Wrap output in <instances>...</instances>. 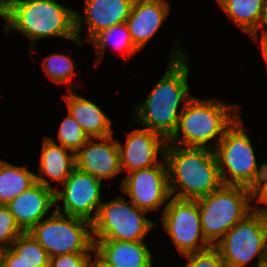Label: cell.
Wrapping results in <instances>:
<instances>
[{"instance_id":"83f0119b","label":"cell","mask_w":267,"mask_h":267,"mask_svg":"<svg viewBox=\"0 0 267 267\" xmlns=\"http://www.w3.org/2000/svg\"><path fill=\"white\" fill-rule=\"evenodd\" d=\"M183 256L187 258L185 267H226L219 251L214 246Z\"/></svg>"},{"instance_id":"5b68a950","label":"cell","mask_w":267,"mask_h":267,"mask_svg":"<svg viewBox=\"0 0 267 267\" xmlns=\"http://www.w3.org/2000/svg\"><path fill=\"white\" fill-rule=\"evenodd\" d=\"M223 185L252 188L264 175L267 163L257 165L255 150L242 127L240 116L214 148ZM229 172L228 176L226 171Z\"/></svg>"},{"instance_id":"5bb4252c","label":"cell","mask_w":267,"mask_h":267,"mask_svg":"<svg viewBox=\"0 0 267 267\" xmlns=\"http://www.w3.org/2000/svg\"><path fill=\"white\" fill-rule=\"evenodd\" d=\"M75 167L101 181L119 174L122 171L120 153L113 135L90 138L75 153Z\"/></svg>"},{"instance_id":"8992f818","label":"cell","mask_w":267,"mask_h":267,"mask_svg":"<svg viewBox=\"0 0 267 267\" xmlns=\"http://www.w3.org/2000/svg\"><path fill=\"white\" fill-rule=\"evenodd\" d=\"M251 201L250 188L233 185H222L197 199L206 240L215 246L236 223L252 212Z\"/></svg>"},{"instance_id":"603a6c76","label":"cell","mask_w":267,"mask_h":267,"mask_svg":"<svg viewBox=\"0 0 267 267\" xmlns=\"http://www.w3.org/2000/svg\"><path fill=\"white\" fill-rule=\"evenodd\" d=\"M90 43L95 47V50L97 51V59L99 60L95 62V66H97L98 62H102V57L104 56L108 44H113L116 49L124 51V53L127 51L128 59L140 51L133 44L126 23L112 26L101 31L90 41Z\"/></svg>"},{"instance_id":"ffe728a7","label":"cell","mask_w":267,"mask_h":267,"mask_svg":"<svg viewBox=\"0 0 267 267\" xmlns=\"http://www.w3.org/2000/svg\"><path fill=\"white\" fill-rule=\"evenodd\" d=\"M69 95H64L68 112L78 122L89 138H104L112 134V122L101 108L86 98L74 94L69 90Z\"/></svg>"},{"instance_id":"6da1fadb","label":"cell","mask_w":267,"mask_h":267,"mask_svg":"<svg viewBox=\"0 0 267 267\" xmlns=\"http://www.w3.org/2000/svg\"><path fill=\"white\" fill-rule=\"evenodd\" d=\"M173 47L167 69L145 101L134 107V121L168 139L175 131L182 109L193 95L188 86L189 64L181 46Z\"/></svg>"},{"instance_id":"e0dca14e","label":"cell","mask_w":267,"mask_h":267,"mask_svg":"<svg viewBox=\"0 0 267 267\" xmlns=\"http://www.w3.org/2000/svg\"><path fill=\"white\" fill-rule=\"evenodd\" d=\"M165 0H134L126 19L133 44L141 50L156 34L170 13Z\"/></svg>"},{"instance_id":"d6a6232c","label":"cell","mask_w":267,"mask_h":267,"mask_svg":"<svg viewBox=\"0 0 267 267\" xmlns=\"http://www.w3.org/2000/svg\"><path fill=\"white\" fill-rule=\"evenodd\" d=\"M95 259H92L91 267H112L107 265L96 253H94Z\"/></svg>"},{"instance_id":"f546056e","label":"cell","mask_w":267,"mask_h":267,"mask_svg":"<svg viewBox=\"0 0 267 267\" xmlns=\"http://www.w3.org/2000/svg\"><path fill=\"white\" fill-rule=\"evenodd\" d=\"M251 200L267 205V169L264 175L251 188ZM252 211L267 217V207L258 209L252 206Z\"/></svg>"},{"instance_id":"4316f807","label":"cell","mask_w":267,"mask_h":267,"mask_svg":"<svg viewBox=\"0 0 267 267\" xmlns=\"http://www.w3.org/2000/svg\"><path fill=\"white\" fill-rule=\"evenodd\" d=\"M23 233L8 206L0 204V248H9Z\"/></svg>"},{"instance_id":"52a82bcc","label":"cell","mask_w":267,"mask_h":267,"mask_svg":"<svg viewBox=\"0 0 267 267\" xmlns=\"http://www.w3.org/2000/svg\"><path fill=\"white\" fill-rule=\"evenodd\" d=\"M214 247L226 267H245L254 258H258L256 267H267V217L252 211Z\"/></svg>"},{"instance_id":"9c48e42d","label":"cell","mask_w":267,"mask_h":267,"mask_svg":"<svg viewBox=\"0 0 267 267\" xmlns=\"http://www.w3.org/2000/svg\"><path fill=\"white\" fill-rule=\"evenodd\" d=\"M148 212L119 196L102 202L91 223L93 240L144 241L156 223L143 216Z\"/></svg>"},{"instance_id":"4fadbf2b","label":"cell","mask_w":267,"mask_h":267,"mask_svg":"<svg viewBox=\"0 0 267 267\" xmlns=\"http://www.w3.org/2000/svg\"><path fill=\"white\" fill-rule=\"evenodd\" d=\"M122 170L129 172L159 165L158 154L164 158L167 139L147 128L134 129L123 145L117 142Z\"/></svg>"},{"instance_id":"7c38bea8","label":"cell","mask_w":267,"mask_h":267,"mask_svg":"<svg viewBox=\"0 0 267 267\" xmlns=\"http://www.w3.org/2000/svg\"><path fill=\"white\" fill-rule=\"evenodd\" d=\"M163 160L159 165L133 170L122 178V191L136 207L146 212L160 209L172 197L167 164L164 158Z\"/></svg>"},{"instance_id":"e575fe53","label":"cell","mask_w":267,"mask_h":267,"mask_svg":"<svg viewBox=\"0 0 267 267\" xmlns=\"http://www.w3.org/2000/svg\"><path fill=\"white\" fill-rule=\"evenodd\" d=\"M12 0H0V11Z\"/></svg>"},{"instance_id":"2e32d148","label":"cell","mask_w":267,"mask_h":267,"mask_svg":"<svg viewBox=\"0 0 267 267\" xmlns=\"http://www.w3.org/2000/svg\"><path fill=\"white\" fill-rule=\"evenodd\" d=\"M35 182L30 188L10 201L7 206L19 227L29 232L44 219L45 214L55 205V190Z\"/></svg>"},{"instance_id":"d590c367","label":"cell","mask_w":267,"mask_h":267,"mask_svg":"<svg viewBox=\"0 0 267 267\" xmlns=\"http://www.w3.org/2000/svg\"><path fill=\"white\" fill-rule=\"evenodd\" d=\"M2 252H3V249L0 248V267H2Z\"/></svg>"},{"instance_id":"44dd1931","label":"cell","mask_w":267,"mask_h":267,"mask_svg":"<svg viewBox=\"0 0 267 267\" xmlns=\"http://www.w3.org/2000/svg\"><path fill=\"white\" fill-rule=\"evenodd\" d=\"M36 182L35 173L26 167L0 159V204L7 205Z\"/></svg>"},{"instance_id":"ac0fdd59","label":"cell","mask_w":267,"mask_h":267,"mask_svg":"<svg viewBox=\"0 0 267 267\" xmlns=\"http://www.w3.org/2000/svg\"><path fill=\"white\" fill-rule=\"evenodd\" d=\"M95 253L112 267H153L144 241L93 240Z\"/></svg>"},{"instance_id":"d4e9b609","label":"cell","mask_w":267,"mask_h":267,"mask_svg":"<svg viewBox=\"0 0 267 267\" xmlns=\"http://www.w3.org/2000/svg\"><path fill=\"white\" fill-rule=\"evenodd\" d=\"M43 68L52 81L58 84L66 83L69 85V90H76V86H72L70 81L75 73V67L73 60L69 56L58 53L45 57Z\"/></svg>"},{"instance_id":"cb8c5ba5","label":"cell","mask_w":267,"mask_h":267,"mask_svg":"<svg viewBox=\"0 0 267 267\" xmlns=\"http://www.w3.org/2000/svg\"><path fill=\"white\" fill-rule=\"evenodd\" d=\"M20 260L31 267H49L50 257L44 247L28 232L21 234L9 247Z\"/></svg>"},{"instance_id":"1f68e13d","label":"cell","mask_w":267,"mask_h":267,"mask_svg":"<svg viewBox=\"0 0 267 267\" xmlns=\"http://www.w3.org/2000/svg\"><path fill=\"white\" fill-rule=\"evenodd\" d=\"M266 26V27H264ZM261 30V42H266L267 41V1H266V4H265V7L261 13V16H260V19H259V22L255 28V30L250 34L251 35V38L254 40L257 39V35H258V30Z\"/></svg>"},{"instance_id":"3957f363","label":"cell","mask_w":267,"mask_h":267,"mask_svg":"<svg viewBox=\"0 0 267 267\" xmlns=\"http://www.w3.org/2000/svg\"><path fill=\"white\" fill-rule=\"evenodd\" d=\"M164 159L172 197L197 200L223 185L214 150L167 143Z\"/></svg>"},{"instance_id":"8fae6325","label":"cell","mask_w":267,"mask_h":267,"mask_svg":"<svg viewBox=\"0 0 267 267\" xmlns=\"http://www.w3.org/2000/svg\"><path fill=\"white\" fill-rule=\"evenodd\" d=\"M101 182L89 173L75 167L62 184L64 189L55 191V211L92 223L103 202L100 193ZM61 200L63 201V211L59 207ZM92 214L93 216H91Z\"/></svg>"},{"instance_id":"d6986e66","label":"cell","mask_w":267,"mask_h":267,"mask_svg":"<svg viewBox=\"0 0 267 267\" xmlns=\"http://www.w3.org/2000/svg\"><path fill=\"white\" fill-rule=\"evenodd\" d=\"M41 150L40 172L35 174L36 181L50 188L53 187L49 179L62 185L75 168V153L62 145H58L53 137L49 136H44ZM44 176L49 177V179L47 180Z\"/></svg>"},{"instance_id":"f1b7e54d","label":"cell","mask_w":267,"mask_h":267,"mask_svg":"<svg viewBox=\"0 0 267 267\" xmlns=\"http://www.w3.org/2000/svg\"><path fill=\"white\" fill-rule=\"evenodd\" d=\"M91 253H71L50 257L49 267H91Z\"/></svg>"},{"instance_id":"ba28073f","label":"cell","mask_w":267,"mask_h":267,"mask_svg":"<svg viewBox=\"0 0 267 267\" xmlns=\"http://www.w3.org/2000/svg\"><path fill=\"white\" fill-rule=\"evenodd\" d=\"M90 229V230H89ZM91 223L53 211L28 233L45 249L49 257L71 253H95Z\"/></svg>"},{"instance_id":"7a4b0ae2","label":"cell","mask_w":267,"mask_h":267,"mask_svg":"<svg viewBox=\"0 0 267 267\" xmlns=\"http://www.w3.org/2000/svg\"><path fill=\"white\" fill-rule=\"evenodd\" d=\"M4 31H20L30 40L29 53L35 41L44 37H63L83 46L75 31V11L56 0H12L1 11ZM34 48V49H33Z\"/></svg>"},{"instance_id":"9a60e30c","label":"cell","mask_w":267,"mask_h":267,"mask_svg":"<svg viewBox=\"0 0 267 267\" xmlns=\"http://www.w3.org/2000/svg\"><path fill=\"white\" fill-rule=\"evenodd\" d=\"M134 0H85V16L75 11V31L78 39L83 24L88 26L86 40L90 42L97 34L112 26L126 22Z\"/></svg>"},{"instance_id":"836d02e7","label":"cell","mask_w":267,"mask_h":267,"mask_svg":"<svg viewBox=\"0 0 267 267\" xmlns=\"http://www.w3.org/2000/svg\"><path fill=\"white\" fill-rule=\"evenodd\" d=\"M261 50H262L263 59L265 60V63L267 65V41L261 42Z\"/></svg>"},{"instance_id":"4dcf8cb0","label":"cell","mask_w":267,"mask_h":267,"mask_svg":"<svg viewBox=\"0 0 267 267\" xmlns=\"http://www.w3.org/2000/svg\"><path fill=\"white\" fill-rule=\"evenodd\" d=\"M2 267H31L25 265L18 255L10 248H4L2 252Z\"/></svg>"},{"instance_id":"484cf974","label":"cell","mask_w":267,"mask_h":267,"mask_svg":"<svg viewBox=\"0 0 267 267\" xmlns=\"http://www.w3.org/2000/svg\"><path fill=\"white\" fill-rule=\"evenodd\" d=\"M57 134L59 145L74 153L90 139L70 113L61 122Z\"/></svg>"},{"instance_id":"277c9868","label":"cell","mask_w":267,"mask_h":267,"mask_svg":"<svg viewBox=\"0 0 267 267\" xmlns=\"http://www.w3.org/2000/svg\"><path fill=\"white\" fill-rule=\"evenodd\" d=\"M239 110L237 105L193 96L188 102H184L177 127L167 143L214 150L226 130L240 116ZM214 138L217 142L212 148L208 142Z\"/></svg>"},{"instance_id":"7402d4cb","label":"cell","mask_w":267,"mask_h":267,"mask_svg":"<svg viewBox=\"0 0 267 267\" xmlns=\"http://www.w3.org/2000/svg\"><path fill=\"white\" fill-rule=\"evenodd\" d=\"M267 0H217L224 12L245 33L255 30Z\"/></svg>"},{"instance_id":"30bf717a","label":"cell","mask_w":267,"mask_h":267,"mask_svg":"<svg viewBox=\"0 0 267 267\" xmlns=\"http://www.w3.org/2000/svg\"><path fill=\"white\" fill-rule=\"evenodd\" d=\"M162 227L182 255L212 247L206 240L197 200L172 197L164 206Z\"/></svg>"}]
</instances>
